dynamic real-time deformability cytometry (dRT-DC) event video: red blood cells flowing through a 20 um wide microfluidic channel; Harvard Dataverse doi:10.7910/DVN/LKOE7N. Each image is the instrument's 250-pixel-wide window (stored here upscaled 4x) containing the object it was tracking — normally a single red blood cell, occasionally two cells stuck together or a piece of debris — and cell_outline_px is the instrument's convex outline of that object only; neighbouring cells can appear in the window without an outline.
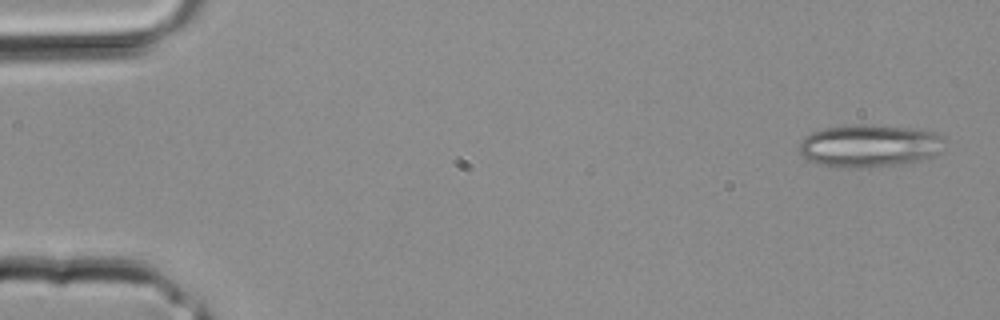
{"species": "common noctule bat (a hibernating species)", "species_latin": "Nyctalus noctula", "temperature_condition": "room temperature", "stored_images_in_passage": 4, "camera_frame_rate_fps": 3000, "um_per_image_px": 0.085, "animal": {"sex": "male", "body_mass_g": 20.4}, "frame": {"image": 1, "passage_image": 1, "time_ms": 0.0, "image_size_px": [1000, 320], "cell_outline_px": [[944, 140], [940, 152], [932, 156], [900, 164], [860, 168], [840, 168], [820, 164], [808, 160], [800, 152], [800, 140], [804, 136], [812, 132], [824, 128], [860, 124], [924, 128], [944, 136]], "centroid_in_image_um": [73.91, 12.38], "position_along_channel_um": 11.1, "area_um2": 36.3}}